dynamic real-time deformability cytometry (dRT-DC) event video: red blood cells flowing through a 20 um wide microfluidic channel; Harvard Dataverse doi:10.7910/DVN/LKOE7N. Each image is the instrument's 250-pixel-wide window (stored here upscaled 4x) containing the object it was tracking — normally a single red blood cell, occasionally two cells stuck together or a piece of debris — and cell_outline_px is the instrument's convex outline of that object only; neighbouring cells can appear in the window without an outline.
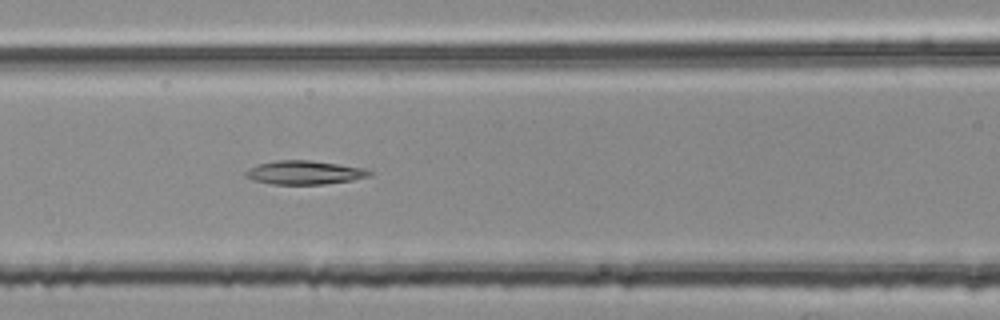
{"species": "common noctule bat (a hibernating species)", "species_latin": "Nyctalus noctula", "temperature_condition": "room temperature", "stored_images_in_passage": 54, "segment_of_instrument_passage": [2, 2], "camera_frame_rate_fps": 3000, "um_per_image_px": 0.085, "animal": {"sex": "female", "body_mass_g": 25.1}, "frame": {"image": 1, "passage_image": 23, "time_ms": 7.333, "image_size_px": [1000, 320], "cell_outline_px": [[372, 172], [368, 176], [352, 180], [324, 184], [272, 184], [252, 180], [244, 176], [244, 172], [248, 168], [260, 164], [276, 160], [308, 160], [364, 168]], "centroid_in_image_um": [25.82, 14.67], "position_along_channel_um": 140.8, "area_um2": 16.94}}
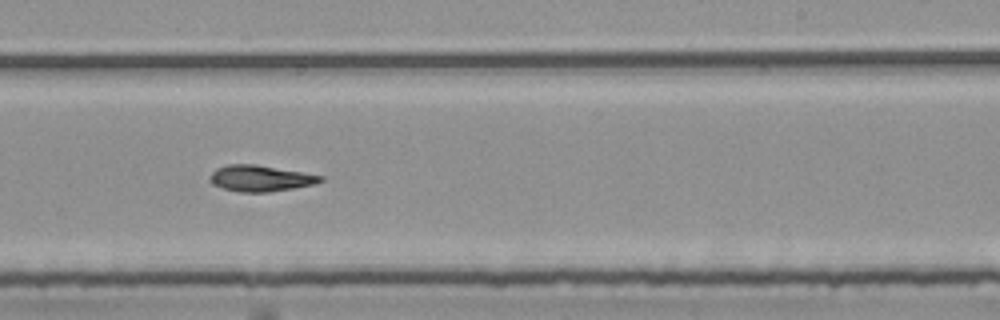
{"frame": {"image": 2, "passage_image": 33, "time_ms": 10.667, "image_size_px": [1000, 320], "cell_outline_px": [[324, 180], [312, 184], [292, 188], [268, 192], [240, 192], [224, 188], [216, 184], [212, 180], [212, 172], [216, 168], [228, 164], [256, 164], [324, 176]], "centroid_in_image_um": [22.16, 15.14], "position_along_channel_um": 266.8, "area_um2": 16.42}}
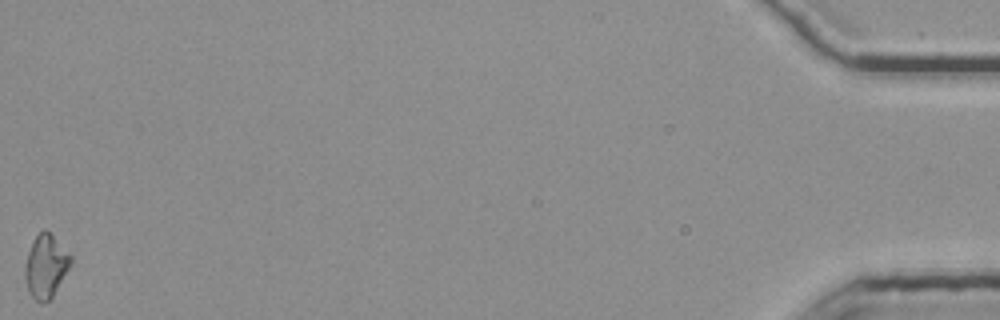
{"frame": {"image": 3, "passage_image": 54, "time_ms": 17.667, "image_size_px": [1000, 320], "cell_outline_px": [[72, 260], [68, 268], [52, 296], [44, 304], [36, 300], [28, 292], [24, 276], [24, 268], [28, 252], [32, 240], [44, 228], [72, 256]], "centroid_in_image_um": [3.85, 22.63], "position_along_channel_um": 431.3, "area_um2": 16.47}}